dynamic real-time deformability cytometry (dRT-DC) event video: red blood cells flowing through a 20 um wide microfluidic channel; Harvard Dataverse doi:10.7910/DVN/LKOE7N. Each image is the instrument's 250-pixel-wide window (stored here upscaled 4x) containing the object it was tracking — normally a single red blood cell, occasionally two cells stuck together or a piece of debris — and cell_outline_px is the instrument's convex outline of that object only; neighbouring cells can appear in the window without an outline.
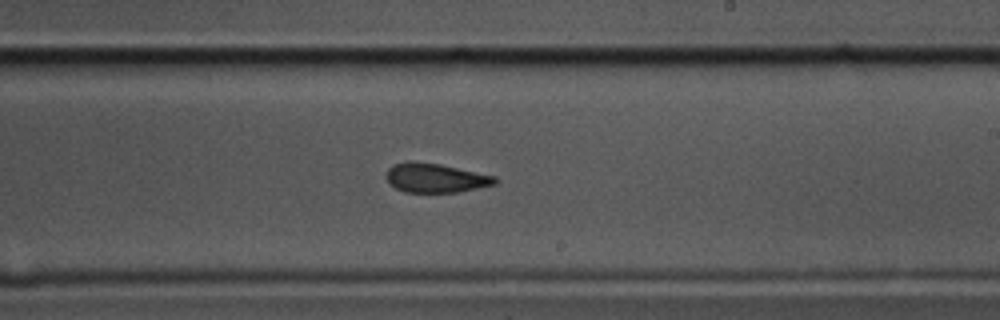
{"species": "common noctule bat (a hibernating species)", "species_latin": "Nyctalus noctula", "temperature_condition": "cold", "stored_images_in_passage": 52, "camera_frame_rate_fps": 3000, "um_per_image_px": 0.085, "animal": {"sex": "male", "body_mass_g": 17.5, "forearm_length_mm": 52.3}, "frame": {"image": 1, "passage_image": 27, "time_ms": 8.667, "image_size_px": [1000, 320], "cell_outline_px": [[496, 184], [456, 192], [404, 192], [396, 188], [384, 176], [388, 168], [392, 164], [408, 160], [412, 160], [440, 164], [496, 176]], "centroid_in_image_um": [36.97, 15.1], "position_along_channel_um": 252.0, "area_um2": 18.55}}
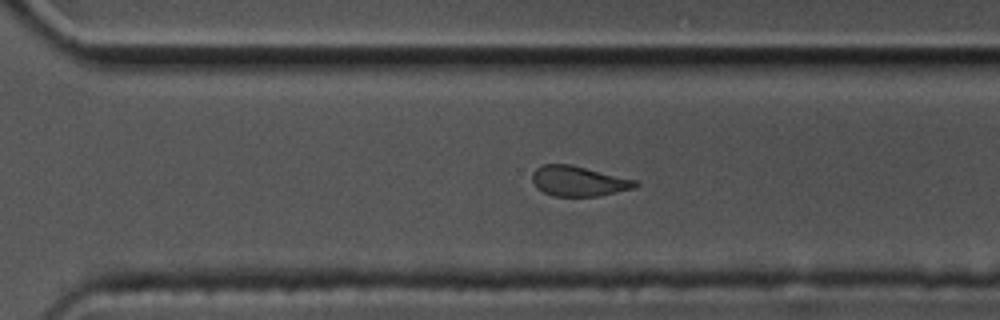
{"frame": {"image": 2, "passage_image": 33, "time_ms": 10.667, "image_size_px": [1000, 320], "cell_outline_px": [[640, 184], [636, 188], [596, 196], [552, 196], [536, 188], [532, 180], [532, 172], [536, 168], [544, 164], [572, 164], [636, 180]], "centroid_in_image_um": [49.17, 15.39], "position_along_channel_um": 321.4, "area_um2": 18.21}}
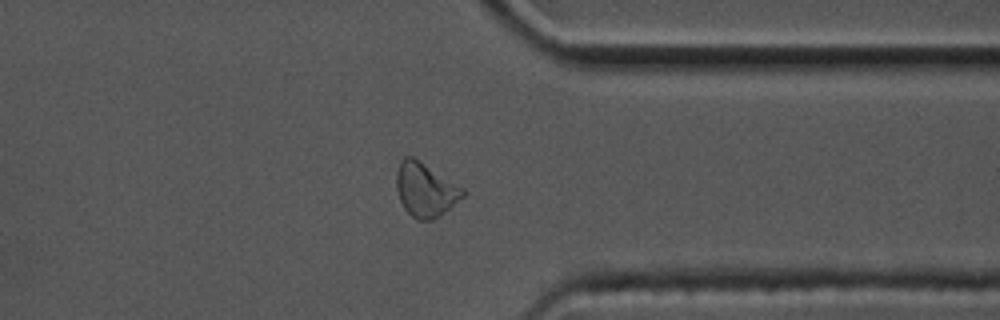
{"frame": {"image": 3, "passage_image": 38, "time_ms": 12.333, "image_size_px": [1000, 320], "cell_outline_px": [[468, 192], [464, 196], [444, 212], [432, 220], [416, 220], [404, 208], [400, 200], [396, 188], [396, 172], [400, 160], [404, 156], [412, 156], [464, 188]], "centroid_in_image_um": [36.14, 16.12], "position_along_channel_um": 375.3, "area_um2": 20.81}, "authors_computed_cell_mechanics": {"area_um2": 19.363, "velocity_mm_per_s": 3.472, "shape_relaxation_time_tau1_ms": 5.5424, "shape_relaxation_time_tau2_ms": 2.5604, "deformation_change_tau1": 0.1366, "deformation_change_tau2": 0.0946}}